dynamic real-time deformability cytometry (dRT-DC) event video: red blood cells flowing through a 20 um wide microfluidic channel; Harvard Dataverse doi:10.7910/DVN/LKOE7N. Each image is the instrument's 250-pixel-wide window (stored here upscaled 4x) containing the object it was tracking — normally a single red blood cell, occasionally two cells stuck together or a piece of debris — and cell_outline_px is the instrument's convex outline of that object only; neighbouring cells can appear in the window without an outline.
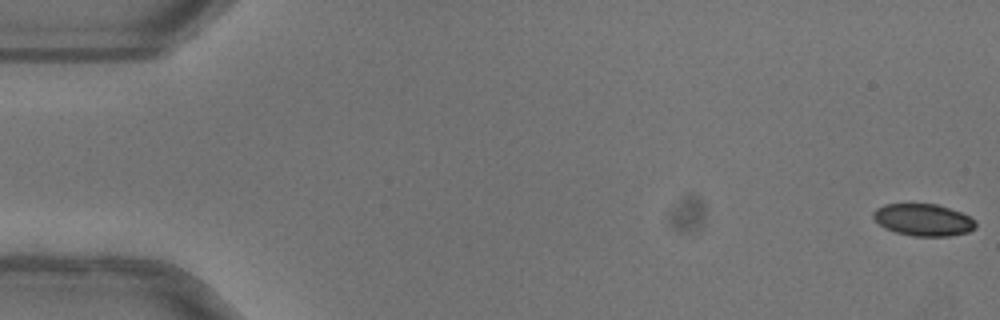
{"species": "common noctule bat (a hibernating species)", "species_latin": "Nyctalus noctula", "temperature_condition": "warm", "stored_images_in_passage": 52, "camera_frame_rate_fps": 3000, "um_per_image_px": 0.085, "animal": {"sex": "female"}, "frame": {"image": 1, "passage_image": 1, "time_ms": 0.0, "image_size_px": [1000, 320], "cell_outline_px": [[976, 228], [968, 232], [948, 236], [912, 236], [896, 232], [884, 228], [872, 216], [872, 212], [876, 208], [884, 204], [936, 204], [960, 212], [976, 220]], "centroid_in_image_um": [78.47, 18.69], "position_along_channel_um": 6.5, "area_um2": 19.07}}
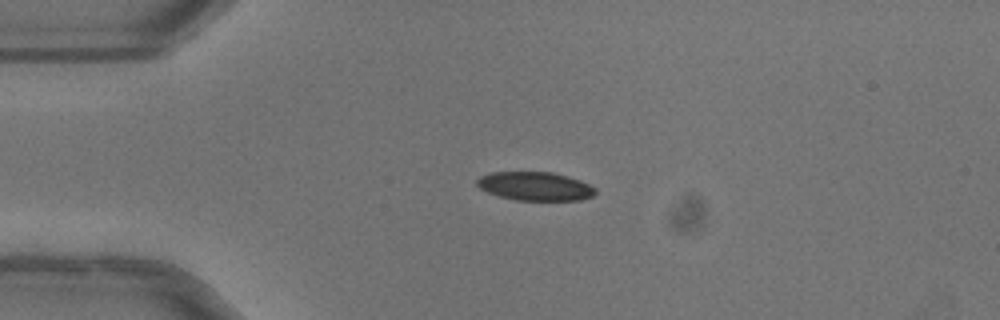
{"frame": {"image": 2, "passage_image": 13, "time_ms": 4.0, "image_size_px": [1000, 320], "cell_outline_px": [[596, 192], [592, 196], [580, 200], [516, 200], [500, 196], [488, 192], [480, 188], [476, 184], [476, 180], [480, 176], [492, 172], [552, 172], [580, 180], [596, 188]], "centroid_in_image_um": [45.48, 15.82], "position_along_channel_um": 39.5, "area_um2": 19.65}}
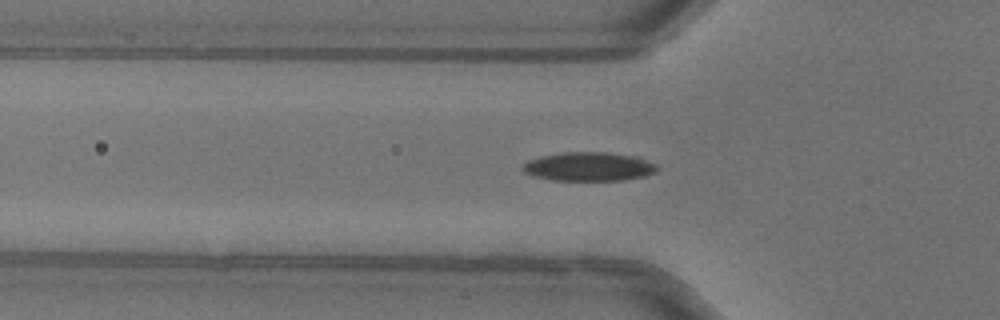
{"frame": {"image": 3, "passage_image": 18, "time_ms": 5.667, "image_size_px": [1000, 320], "cell_outline_px": [[656, 172], [644, 176], [624, 180], [552, 180], [536, 176], [524, 172], [520, 168], [528, 160], [540, 156], [564, 152], [608, 152], [640, 156], [656, 164]], "centroid_in_image_um": [50.07, 14.15], "position_along_channel_um": 75.7, "area_um2": 22.72}, "authors_computed_cell_mechanics": {"area_um2": 21.386, "velocity_mm_per_s": 4.0403, "shape_relaxation_time_tau1_ms": 3.7161, "shape_relaxation_time_tau2_ms": 3.1337, "deformation_change_tau1": 0.1439, "deformation_change_tau2": 0.0797}}